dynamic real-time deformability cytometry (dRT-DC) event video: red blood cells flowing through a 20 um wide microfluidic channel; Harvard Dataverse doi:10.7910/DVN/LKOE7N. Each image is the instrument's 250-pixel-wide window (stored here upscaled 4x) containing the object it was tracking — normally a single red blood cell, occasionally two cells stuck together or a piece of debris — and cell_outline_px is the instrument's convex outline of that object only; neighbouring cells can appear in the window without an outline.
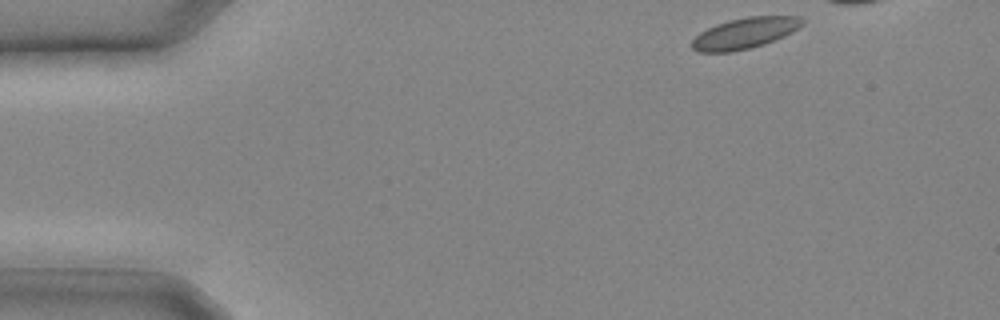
{"species": "common noctule bat (a hibernating species)", "species_latin": "Nyctalus noctula", "temperature_condition": "cold", "stored_images_in_passage": 19, "camera_frame_rate_fps": 3000, "um_per_image_px": 0.085, "animal": {"sex": "male", "body_mass_g": 20.4}, "frame": {"image": 1, "passage_image": 1, "time_ms": 0.0, "image_size_px": [1000, 320], "cell_outline_px": [[804, 24], [792, 32], [784, 36], [764, 44], [732, 52], [696, 52], [692, 48], [692, 40], [700, 32], [716, 24], [728, 20], [748, 16], [800, 16], [804, 20]], "centroid_in_image_um": [63.31, 2.81], "position_along_channel_um": 21.7, "area_um2": 19.88}}
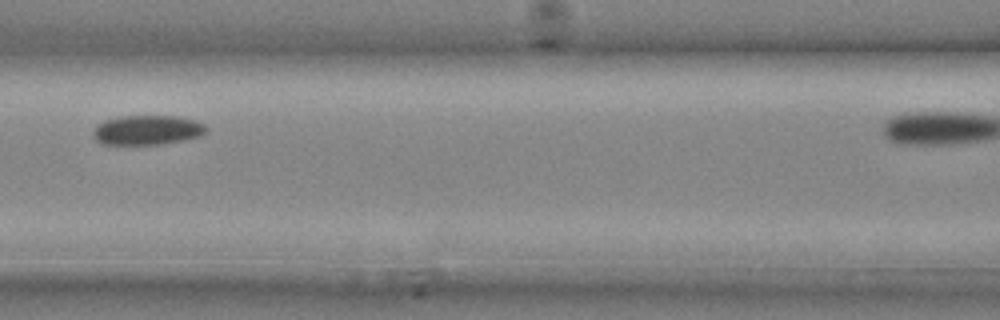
{"frame": {"image": 2, "passage_image": 10, "time_ms": 3.0, "image_size_px": [1000, 320], "cell_outline_px": [[208, 128], [200, 136], [184, 140], [164, 144], [100, 144], [92, 136], [92, 132], [104, 120], [120, 116], [180, 116], [204, 124]], "centroid_in_image_um": [12.51, 11.06], "position_along_channel_um": 154.1, "area_um2": 19.48}}
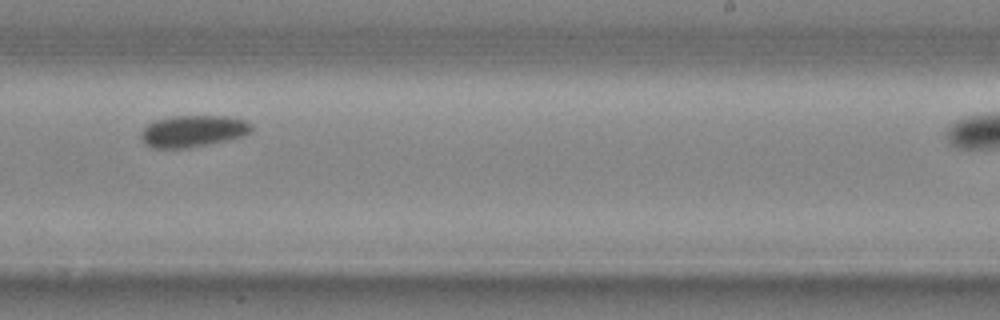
{"frame": {"image": 3, "passage_image": 15, "time_ms": 4.667, "image_size_px": [1000, 320], "cell_outline_px": [[252, 132], [244, 136], [228, 140], [188, 148], [152, 148], [144, 144], [140, 136], [140, 132], [152, 120], [172, 116], [228, 116], [244, 120], [252, 124]], "centroid_in_image_um": [16.39, 11.14], "position_along_channel_um": 272.6, "area_um2": 20.69}}